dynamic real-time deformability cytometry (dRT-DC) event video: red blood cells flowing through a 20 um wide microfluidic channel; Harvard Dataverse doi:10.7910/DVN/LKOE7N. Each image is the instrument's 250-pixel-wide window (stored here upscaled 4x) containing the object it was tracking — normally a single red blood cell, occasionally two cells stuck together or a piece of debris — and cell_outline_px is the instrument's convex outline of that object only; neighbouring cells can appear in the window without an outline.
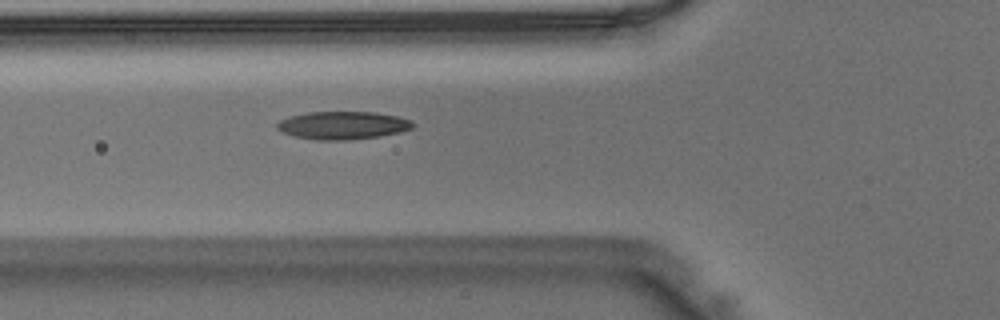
{"species": "Egyptian fruit bat (a non-hibernating species)", "species_latin": "Rousettus aegyptiacus", "temperature_condition": "warm", "stored_images_in_passage": 35, "segment_of_instrument_passage": [1, 2], "camera_frame_rate_fps": 3000, "um_per_image_px": 0.085, "animal": {"sex": "male"}, "frame": {"image": 1, "passage_image": 4, "time_ms": 1.0, "image_size_px": [1000, 320], "cell_outline_px": [[416, 124], [412, 128], [400, 132], [380, 136], [348, 140], [320, 140], [292, 136], [280, 132], [276, 128], [276, 124], [280, 120], [292, 116], [308, 112], [376, 112], [396, 116], [412, 120]], "centroid_in_image_um": [29.14, 10.66], "position_along_channel_um": 96.7, "area_um2": 22.2}}
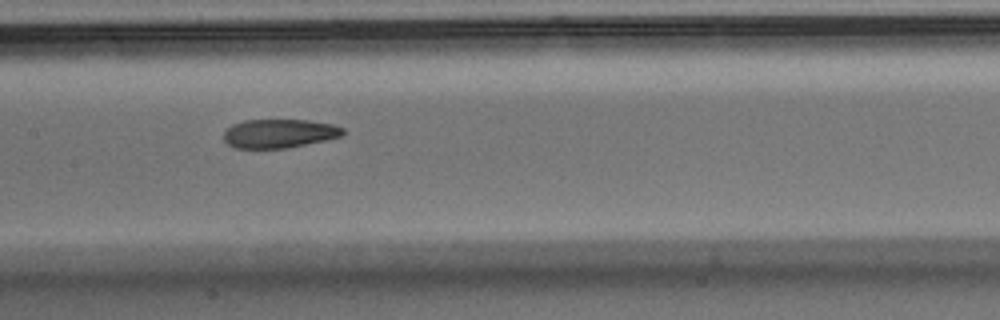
{"frame": {"image": 2, "passage_image": 10, "time_ms": 3.0, "image_size_px": [1000, 320], "cell_outline_px": [[344, 132], [340, 136], [324, 140], [284, 148], [232, 148], [224, 140], [224, 132], [232, 124], [244, 120], [308, 120], [332, 124], [344, 128]], "centroid_in_image_um": [23.69, 11.34], "position_along_channel_um": 183.7, "area_um2": 19.83}}
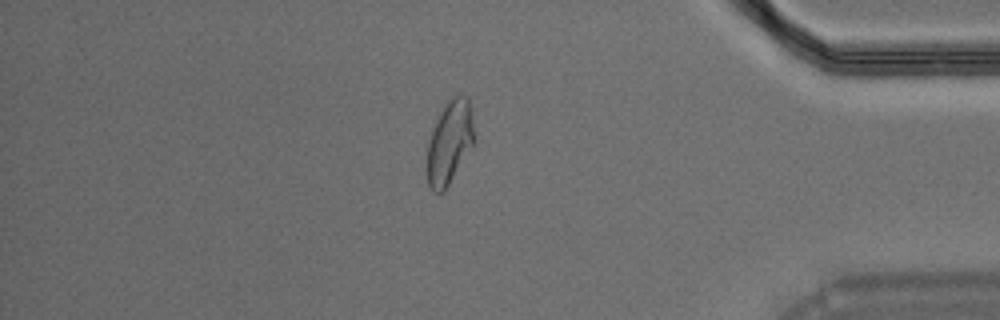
{"frame": {"image": 3, "passage_image": 27, "time_ms": 8.667, "image_size_px": [1000, 320], "cell_outline_px": [[472, 144], [444, 192], [432, 192], [428, 188], [428, 140], [432, 128], [444, 104], [452, 96], [460, 92], [468, 96], [472, 108]], "centroid_in_image_um": [38.19, 12.03], "position_along_channel_um": 397.0, "area_um2": 22.6}}